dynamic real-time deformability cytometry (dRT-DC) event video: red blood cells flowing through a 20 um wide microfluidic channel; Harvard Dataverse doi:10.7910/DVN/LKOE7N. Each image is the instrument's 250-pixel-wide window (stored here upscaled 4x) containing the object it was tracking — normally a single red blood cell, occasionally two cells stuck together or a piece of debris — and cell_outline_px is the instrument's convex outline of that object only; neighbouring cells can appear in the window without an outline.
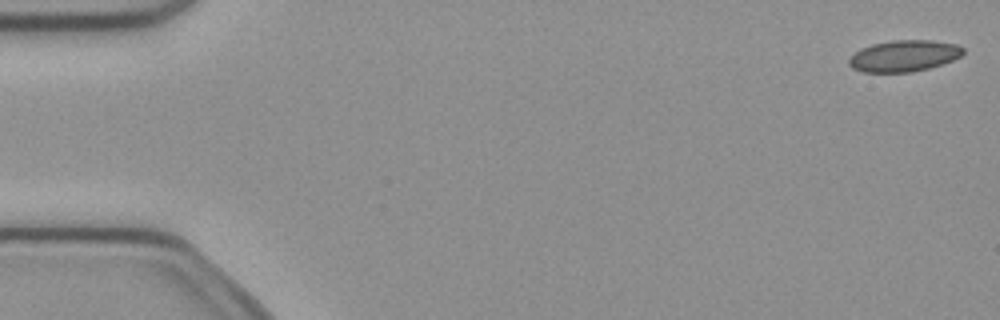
{"species": "common noctule bat (a hibernating species)", "species_latin": "Nyctalus noctula", "temperature_condition": "cold", "stored_images_in_passage": 6, "camera_frame_rate_fps": 3000, "um_per_image_px": 0.085, "animal": {"sex": "female", "body_mass_g": 21.9}, "frame": {"image": 1, "passage_image": 1, "time_ms": 0.0, "image_size_px": [1000, 320], "cell_outline_px": [[964, 52], [960, 56], [952, 60], [928, 68], [912, 72], [864, 72], [852, 68], [848, 64], [848, 60], [860, 48], [872, 44], [892, 40], [932, 40], [956, 44], [964, 48]], "centroid_in_image_um": [76.82, 4.74], "position_along_channel_um": 8.2, "area_um2": 20.81}}